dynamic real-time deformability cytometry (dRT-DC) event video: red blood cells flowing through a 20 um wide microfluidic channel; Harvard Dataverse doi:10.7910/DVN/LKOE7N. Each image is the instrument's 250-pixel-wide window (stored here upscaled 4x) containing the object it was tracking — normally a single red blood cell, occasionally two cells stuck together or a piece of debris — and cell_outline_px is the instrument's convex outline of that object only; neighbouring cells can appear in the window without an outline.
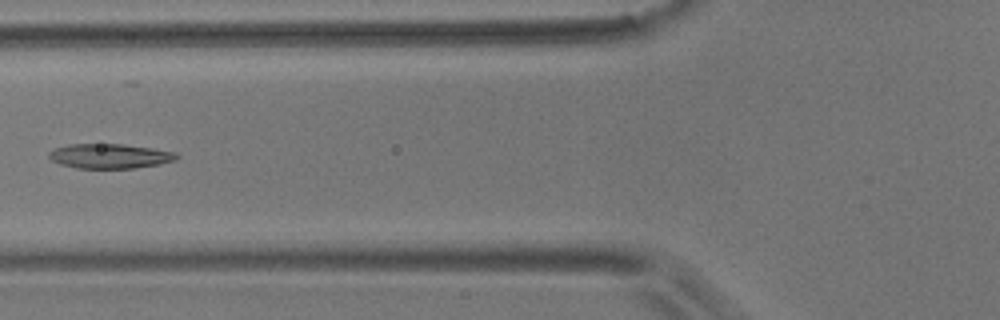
{"species": "common noctule bat (a hibernating species)", "species_latin": "Nyctalus noctula", "temperature_condition": "room temperature", "stored_images_in_passage": 10, "camera_frame_rate_fps": 3000, "um_per_image_px": 0.085, "animal": {"sex": "male", "body_mass_g": 17.9}, "frame": {"image": 1, "passage_image": 6, "time_ms": 1.667, "image_size_px": [1000, 320], "cell_outline_px": [[180, 156], [176, 160], [160, 164], [132, 168], [76, 168], [60, 164], [52, 160], [48, 156], [48, 152], [56, 148], [68, 144], [124, 144], [152, 148], [176, 152]], "centroid_in_image_um": [9.35, 13.26], "position_along_channel_um": 116.5, "area_um2": 18.38}}
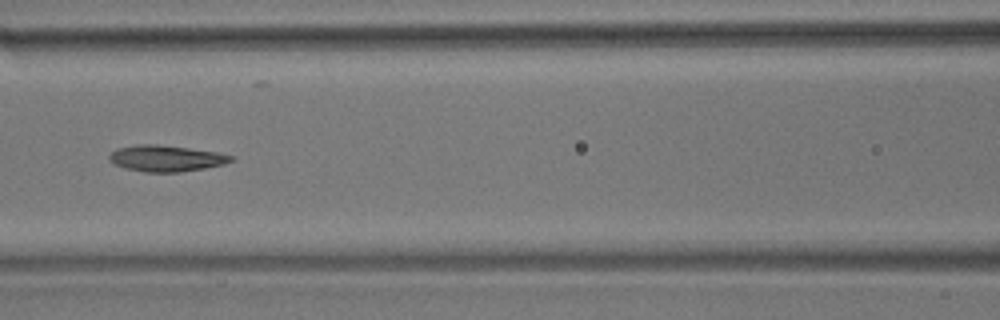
{"frame": {"image": 2, "passage_image": 7, "time_ms": 2.0, "image_size_px": [1000, 320], "cell_outline_px": [[236, 160], [224, 164], [204, 168], [180, 172], [144, 172], [124, 168], [112, 164], [108, 156], [116, 148], [136, 144], [156, 144], [188, 148], [216, 152], [236, 156]], "centroid_in_image_um": [14.11, 13.46], "position_along_channel_um": 152.5, "area_um2": 18.79}}
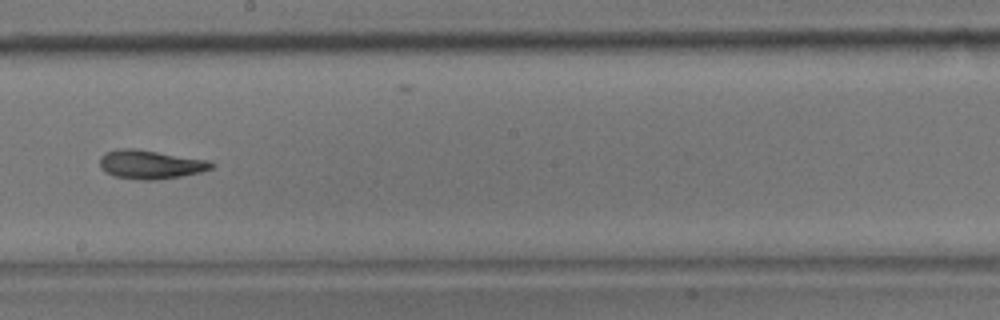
{"frame": {"image": 3, "passage_image": 9, "time_ms": 2.667, "image_size_px": [1000, 320], "cell_outline_px": [[216, 164], [212, 168], [200, 172], [180, 176], [156, 180], [144, 180], [112, 176], [104, 172], [100, 168], [100, 156], [104, 152], [116, 148], [136, 148], [208, 160]], "centroid_in_image_um": [12.74, 13.97], "position_along_channel_um": 235.5, "area_um2": 18.96}}